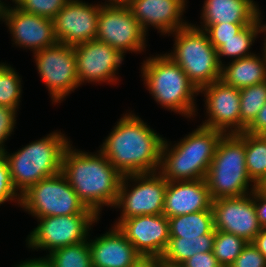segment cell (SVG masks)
<instances>
[{
  "mask_svg": "<svg viewBox=\"0 0 266 267\" xmlns=\"http://www.w3.org/2000/svg\"><path fill=\"white\" fill-rule=\"evenodd\" d=\"M99 146L122 176L156 172L164 139L141 117L125 113Z\"/></svg>",
  "mask_w": 266,
  "mask_h": 267,
  "instance_id": "6da1fadb",
  "label": "cell"
},
{
  "mask_svg": "<svg viewBox=\"0 0 266 267\" xmlns=\"http://www.w3.org/2000/svg\"><path fill=\"white\" fill-rule=\"evenodd\" d=\"M94 153L70 143L63 154L61 173L85 206L99 217L104 206L114 208L123 176L99 149Z\"/></svg>",
  "mask_w": 266,
  "mask_h": 267,
  "instance_id": "7a4b0ae2",
  "label": "cell"
},
{
  "mask_svg": "<svg viewBox=\"0 0 266 267\" xmlns=\"http://www.w3.org/2000/svg\"><path fill=\"white\" fill-rule=\"evenodd\" d=\"M223 135L200 125L172 146L164 139L158 172L166 181L205 179Z\"/></svg>",
  "mask_w": 266,
  "mask_h": 267,
  "instance_id": "3957f363",
  "label": "cell"
},
{
  "mask_svg": "<svg viewBox=\"0 0 266 267\" xmlns=\"http://www.w3.org/2000/svg\"><path fill=\"white\" fill-rule=\"evenodd\" d=\"M141 64L143 84L158 105L187 118L197 116L199 90L178 64L165 53L152 55Z\"/></svg>",
  "mask_w": 266,
  "mask_h": 267,
  "instance_id": "277c9868",
  "label": "cell"
},
{
  "mask_svg": "<svg viewBox=\"0 0 266 267\" xmlns=\"http://www.w3.org/2000/svg\"><path fill=\"white\" fill-rule=\"evenodd\" d=\"M70 143L65 134L54 131L19 148L17 152L10 154L3 151L16 191L21 195L39 181L60 173L63 154Z\"/></svg>",
  "mask_w": 266,
  "mask_h": 267,
  "instance_id": "5b68a950",
  "label": "cell"
},
{
  "mask_svg": "<svg viewBox=\"0 0 266 267\" xmlns=\"http://www.w3.org/2000/svg\"><path fill=\"white\" fill-rule=\"evenodd\" d=\"M205 181L212 200L248 195L257 188L246 168L245 131L223 135Z\"/></svg>",
  "mask_w": 266,
  "mask_h": 267,
  "instance_id": "8992f818",
  "label": "cell"
},
{
  "mask_svg": "<svg viewBox=\"0 0 266 267\" xmlns=\"http://www.w3.org/2000/svg\"><path fill=\"white\" fill-rule=\"evenodd\" d=\"M169 35L175 42L173 50L165 54L180 66L198 90L220 80L222 65L205 30L189 22Z\"/></svg>",
  "mask_w": 266,
  "mask_h": 267,
  "instance_id": "52a82bcc",
  "label": "cell"
},
{
  "mask_svg": "<svg viewBox=\"0 0 266 267\" xmlns=\"http://www.w3.org/2000/svg\"><path fill=\"white\" fill-rule=\"evenodd\" d=\"M19 207L35 218L95 214L85 206L61 172L29 187L21 194Z\"/></svg>",
  "mask_w": 266,
  "mask_h": 267,
  "instance_id": "ba28073f",
  "label": "cell"
},
{
  "mask_svg": "<svg viewBox=\"0 0 266 267\" xmlns=\"http://www.w3.org/2000/svg\"><path fill=\"white\" fill-rule=\"evenodd\" d=\"M167 184L158 171L123 176L114 206L120 208V217L113 225L122 219L163 214Z\"/></svg>",
  "mask_w": 266,
  "mask_h": 267,
  "instance_id": "9c48e42d",
  "label": "cell"
},
{
  "mask_svg": "<svg viewBox=\"0 0 266 267\" xmlns=\"http://www.w3.org/2000/svg\"><path fill=\"white\" fill-rule=\"evenodd\" d=\"M36 219L39 223L27 236L26 246L50 253L57 248L86 241L91 227L100 217L96 214H74Z\"/></svg>",
  "mask_w": 266,
  "mask_h": 267,
  "instance_id": "30bf717a",
  "label": "cell"
},
{
  "mask_svg": "<svg viewBox=\"0 0 266 267\" xmlns=\"http://www.w3.org/2000/svg\"><path fill=\"white\" fill-rule=\"evenodd\" d=\"M40 78L53 103H61L80 87L76 57L72 45L57 43L33 53Z\"/></svg>",
  "mask_w": 266,
  "mask_h": 267,
  "instance_id": "8fae6325",
  "label": "cell"
},
{
  "mask_svg": "<svg viewBox=\"0 0 266 267\" xmlns=\"http://www.w3.org/2000/svg\"><path fill=\"white\" fill-rule=\"evenodd\" d=\"M146 36L128 4L101 3L96 40L107 43L123 55L127 52L140 54L146 49Z\"/></svg>",
  "mask_w": 266,
  "mask_h": 267,
  "instance_id": "7c38bea8",
  "label": "cell"
},
{
  "mask_svg": "<svg viewBox=\"0 0 266 267\" xmlns=\"http://www.w3.org/2000/svg\"><path fill=\"white\" fill-rule=\"evenodd\" d=\"M73 47L79 85L87 82L114 85L119 81L116 75L125 56L119 50L96 39Z\"/></svg>",
  "mask_w": 266,
  "mask_h": 267,
  "instance_id": "4fadbf2b",
  "label": "cell"
},
{
  "mask_svg": "<svg viewBox=\"0 0 266 267\" xmlns=\"http://www.w3.org/2000/svg\"><path fill=\"white\" fill-rule=\"evenodd\" d=\"M204 95L206 110L205 127L224 134L240 133V89L225 85L221 80L203 86L199 94ZM206 98V99H205Z\"/></svg>",
  "mask_w": 266,
  "mask_h": 267,
  "instance_id": "5bb4252c",
  "label": "cell"
},
{
  "mask_svg": "<svg viewBox=\"0 0 266 267\" xmlns=\"http://www.w3.org/2000/svg\"><path fill=\"white\" fill-rule=\"evenodd\" d=\"M215 230L232 233L252 242L261 231L253 191L239 197L220 198L212 200Z\"/></svg>",
  "mask_w": 266,
  "mask_h": 267,
  "instance_id": "9a60e30c",
  "label": "cell"
},
{
  "mask_svg": "<svg viewBox=\"0 0 266 267\" xmlns=\"http://www.w3.org/2000/svg\"><path fill=\"white\" fill-rule=\"evenodd\" d=\"M101 4L69 0L53 18L58 43L76 45L95 40Z\"/></svg>",
  "mask_w": 266,
  "mask_h": 267,
  "instance_id": "2e32d148",
  "label": "cell"
},
{
  "mask_svg": "<svg viewBox=\"0 0 266 267\" xmlns=\"http://www.w3.org/2000/svg\"><path fill=\"white\" fill-rule=\"evenodd\" d=\"M116 226L144 258H160L170 239L169 220L164 214L122 219Z\"/></svg>",
  "mask_w": 266,
  "mask_h": 267,
  "instance_id": "e0dca14e",
  "label": "cell"
},
{
  "mask_svg": "<svg viewBox=\"0 0 266 267\" xmlns=\"http://www.w3.org/2000/svg\"><path fill=\"white\" fill-rule=\"evenodd\" d=\"M12 6L9 5L4 23L12 36L13 45L35 53L58 43L53 19L24 12L14 3Z\"/></svg>",
  "mask_w": 266,
  "mask_h": 267,
  "instance_id": "ac0fdd59",
  "label": "cell"
},
{
  "mask_svg": "<svg viewBox=\"0 0 266 267\" xmlns=\"http://www.w3.org/2000/svg\"><path fill=\"white\" fill-rule=\"evenodd\" d=\"M186 0H130L129 7L142 30L148 34V27L157 29L161 35H168L189 23L182 15L187 8Z\"/></svg>",
  "mask_w": 266,
  "mask_h": 267,
  "instance_id": "d6986e66",
  "label": "cell"
},
{
  "mask_svg": "<svg viewBox=\"0 0 266 267\" xmlns=\"http://www.w3.org/2000/svg\"><path fill=\"white\" fill-rule=\"evenodd\" d=\"M90 235L92 267H134L142 259L116 225L95 239L91 240Z\"/></svg>",
  "mask_w": 266,
  "mask_h": 267,
  "instance_id": "ffe728a7",
  "label": "cell"
},
{
  "mask_svg": "<svg viewBox=\"0 0 266 267\" xmlns=\"http://www.w3.org/2000/svg\"><path fill=\"white\" fill-rule=\"evenodd\" d=\"M212 210V199L205 179L168 181L163 214L167 218Z\"/></svg>",
  "mask_w": 266,
  "mask_h": 267,
  "instance_id": "44dd1931",
  "label": "cell"
},
{
  "mask_svg": "<svg viewBox=\"0 0 266 267\" xmlns=\"http://www.w3.org/2000/svg\"><path fill=\"white\" fill-rule=\"evenodd\" d=\"M259 10L254 0H204L200 24L254 23Z\"/></svg>",
  "mask_w": 266,
  "mask_h": 267,
  "instance_id": "7402d4cb",
  "label": "cell"
},
{
  "mask_svg": "<svg viewBox=\"0 0 266 267\" xmlns=\"http://www.w3.org/2000/svg\"><path fill=\"white\" fill-rule=\"evenodd\" d=\"M253 54L223 64L220 80L228 86L244 88L266 81V55Z\"/></svg>",
  "mask_w": 266,
  "mask_h": 267,
  "instance_id": "603a6c76",
  "label": "cell"
},
{
  "mask_svg": "<svg viewBox=\"0 0 266 267\" xmlns=\"http://www.w3.org/2000/svg\"><path fill=\"white\" fill-rule=\"evenodd\" d=\"M214 237L215 233L197 238L170 237L160 259L165 266H180L197 253L213 252Z\"/></svg>",
  "mask_w": 266,
  "mask_h": 267,
  "instance_id": "cb8c5ba5",
  "label": "cell"
},
{
  "mask_svg": "<svg viewBox=\"0 0 266 267\" xmlns=\"http://www.w3.org/2000/svg\"><path fill=\"white\" fill-rule=\"evenodd\" d=\"M170 237L197 238L216 233L212 210L198 211L168 218Z\"/></svg>",
  "mask_w": 266,
  "mask_h": 267,
  "instance_id": "d4e9b609",
  "label": "cell"
},
{
  "mask_svg": "<svg viewBox=\"0 0 266 267\" xmlns=\"http://www.w3.org/2000/svg\"><path fill=\"white\" fill-rule=\"evenodd\" d=\"M260 33L261 27L257 19L254 23L245 26L230 40L223 41V45L217 50L220 64H225V61L221 60L223 57H228L230 61H233L255 54L250 49Z\"/></svg>",
  "mask_w": 266,
  "mask_h": 267,
  "instance_id": "484cf974",
  "label": "cell"
},
{
  "mask_svg": "<svg viewBox=\"0 0 266 267\" xmlns=\"http://www.w3.org/2000/svg\"><path fill=\"white\" fill-rule=\"evenodd\" d=\"M245 159L250 180L259 187L266 179V136L245 132Z\"/></svg>",
  "mask_w": 266,
  "mask_h": 267,
  "instance_id": "4316f807",
  "label": "cell"
},
{
  "mask_svg": "<svg viewBox=\"0 0 266 267\" xmlns=\"http://www.w3.org/2000/svg\"><path fill=\"white\" fill-rule=\"evenodd\" d=\"M266 103V81L240 89V133L253 122Z\"/></svg>",
  "mask_w": 266,
  "mask_h": 267,
  "instance_id": "83f0119b",
  "label": "cell"
},
{
  "mask_svg": "<svg viewBox=\"0 0 266 267\" xmlns=\"http://www.w3.org/2000/svg\"><path fill=\"white\" fill-rule=\"evenodd\" d=\"M46 257L53 267H92L88 239L78 244L57 248Z\"/></svg>",
  "mask_w": 266,
  "mask_h": 267,
  "instance_id": "f1b7e54d",
  "label": "cell"
},
{
  "mask_svg": "<svg viewBox=\"0 0 266 267\" xmlns=\"http://www.w3.org/2000/svg\"><path fill=\"white\" fill-rule=\"evenodd\" d=\"M21 80L15 68L0 62V105L18 111L23 91Z\"/></svg>",
  "mask_w": 266,
  "mask_h": 267,
  "instance_id": "f546056e",
  "label": "cell"
},
{
  "mask_svg": "<svg viewBox=\"0 0 266 267\" xmlns=\"http://www.w3.org/2000/svg\"><path fill=\"white\" fill-rule=\"evenodd\" d=\"M247 243L242 237L216 230L213 241V254L222 267H230Z\"/></svg>",
  "mask_w": 266,
  "mask_h": 267,
  "instance_id": "4dcf8cb0",
  "label": "cell"
},
{
  "mask_svg": "<svg viewBox=\"0 0 266 267\" xmlns=\"http://www.w3.org/2000/svg\"><path fill=\"white\" fill-rule=\"evenodd\" d=\"M68 1L69 0H16L14 4L24 12L53 19Z\"/></svg>",
  "mask_w": 266,
  "mask_h": 267,
  "instance_id": "1f68e13d",
  "label": "cell"
},
{
  "mask_svg": "<svg viewBox=\"0 0 266 267\" xmlns=\"http://www.w3.org/2000/svg\"><path fill=\"white\" fill-rule=\"evenodd\" d=\"M250 24L251 23H218L213 25H200V27L198 24L194 25L205 30L209 37L210 43L216 50H218L223 45V41L230 40L245 26Z\"/></svg>",
  "mask_w": 266,
  "mask_h": 267,
  "instance_id": "d6a6232c",
  "label": "cell"
},
{
  "mask_svg": "<svg viewBox=\"0 0 266 267\" xmlns=\"http://www.w3.org/2000/svg\"><path fill=\"white\" fill-rule=\"evenodd\" d=\"M20 197L12 183L8 159L0 152V205L8 201L20 205Z\"/></svg>",
  "mask_w": 266,
  "mask_h": 267,
  "instance_id": "836d02e7",
  "label": "cell"
},
{
  "mask_svg": "<svg viewBox=\"0 0 266 267\" xmlns=\"http://www.w3.org/2000/svg\"><path fill=\"white\" fill-rule=\"evenodd\" d=\"M230 267H266V259L252 242H248Z\"/></svg>",
  "mask_w": 266,
  "mask_h": 267,
  "instance_id": "e575fe53",
  "label": "cell"
},
{
  "mask_svg": "<svg viewBox=\"0 0 266 267\" xmlns=\"http://www.w3.org/2000/svg\"><path fill=\"white\" fill-rule=\"evenodd\" d=\"M17 110L0 105V152L5 151V142L14 132Z\"/></svg>",
  "mask_w": 266,
  "mask_h": 267,
  "instance_id": "d590c367",
  "label": "cell"
},
{
  "mask_svg": "<svg viewBox=\"0 0 266 267\" xmlns=\"http://www.w3.org/2000/svg\"><path fill=\"white\" fill-rule=\"evenodd\" d=\"M180 267H222L213 252L197 253L184 261Z\"/></svg>",
  "mask_w": 266,
  "mask_h": 267,
  "instance_id": "8d00e7d4",
  "label": "cell"
},
{
  "mask_svg": "<svg viewBox=\"0 0 266 267\" xmlns=\"http://www.w3.org/2000/svg\"><path fill=\"white\" fill-rule=\"evenodd\" d=\"M253 200L259 224L266 228V194L257 187L253 190Z\"/></svg>",
  "mask_w": 266,
  "mask_h": 267,
  "instance_id": "74e56055",
  "label": "cell"
},
{
  "mask_svg": "<svg viewBox=\"0 0 266 267\" xmlns=\"http://www.w3.org/2000/svg\"><path fill=\"white\" fill-rule=\"evenodd\" d=\"M245 132L266 136V103L260 109L253 122L245 129Z\"/></svg>",
  "mask_w": 266,
  "mask_h": 267,
  "instance_id": "f35d334b",
  "label": "cell"
},
{
  "mask_svg": "<svg viewBox=\"0 0 266 267\" xmlns=\"http://www.w3.org/2000/svg\"><path fill=\"white\" fill-rule=\"evenodd\" d=\"M15 267H53L52 264L49 262L47 257H39L34 259H26V261H21Z\"/></svg>",
  "mask_w": 266,
  "mask_h": 267,
  "instance_id": "ab89813d",
  "label": "cell"
},
{
  "mask_svg": "<svg viewBox=\"0 0 266 267\" xmlns=\"http://www.w3.org/2000/svg\"><path fill=\"white\" fill-rule=\"evenodd\" d=\"M252 243L266 259V228L261 229Z\"/></svg>",
  "mask_w": 266,
  "mask_h": 267,
  "instance_id": "60d3db41",
  "label": "cell"
},
{
  "mask_svg": "<svg viewBox=\"0 0 266 267\" xmlns=\"http://www.w3.org/2000/svg\"><path fill=\"white\" fill-rule=\"evenodd\" d=\"M134 267H165L160 258H144L134 266Z\"/></svg>",
  "mask_w": 266,
  "mask_h": 267,
  "instance_id": "b9f144b4",
  "label": "cell"
},
{
  "mask_svg": "<svg viewBox=\"0 0 266 267\" xmlns=\"http://www.w3.org/2000/svg\"><path fill=\"white\" fill-rule=\"evenodd\" d=\"M262 13H261V10H259V14H258V20H259V23H260V27H261V33H264V35L263 36H265L266 35V24L264 23H262V20L264 19V18H261V15ZM262 19V20H261ZM264 46H263V51H264V54L266 55V36H265V40H264V44H263Z\"/></svg>",
  "mask_w": 266,
  "mask_h": 267,
  "instance_id": "7bdbcfd3",
  "label": "cell"
},
{
  "mask_svg": "<svg viewBox=\"0 0 266 267\" xmlns=\"http://www.w3.org/2000/svg\"><path fill=\"white\" fill-rule=\"evenodd\" d=\"M9 8V5L4 1L2 2L0 0V21L4 22L5 16L7 14V10Z\"/></svg>",
  "mask_w": 266,
  "mask_h": 267,
  "instance_id": "ee69618b",
  "label": "cell"
},
{
  "mask_svg": "<svg viewBox=\"0 0 266 267\" xmlns=\"http://www.w3.org/2000/svg\"><path fill=\"white\" fill-rule=\"evenodd\" d=\"M130 0H105L102 4L106 5H121V4H129Z\"/></svg>",
  "mask_w": 266,
  "mask_h": 267,
  "instance_id": "f6af8a7d",
  "label": "cell"
},
{
  "mask_svg": "<svg viewBox=\"0 0 266 267\" xmlns=\"http://www.w3.org/2000/svg\"><path fill=\"white\" fill-rule=\"evenodd\" d=\"M258 188L266 194V179L261 183Z\"/></svg>",
  "mask_w": 266,
  "mask_h": 267,
  "instance_id": "bcb514c9",
  "label": "cell"
}]
</instances>
